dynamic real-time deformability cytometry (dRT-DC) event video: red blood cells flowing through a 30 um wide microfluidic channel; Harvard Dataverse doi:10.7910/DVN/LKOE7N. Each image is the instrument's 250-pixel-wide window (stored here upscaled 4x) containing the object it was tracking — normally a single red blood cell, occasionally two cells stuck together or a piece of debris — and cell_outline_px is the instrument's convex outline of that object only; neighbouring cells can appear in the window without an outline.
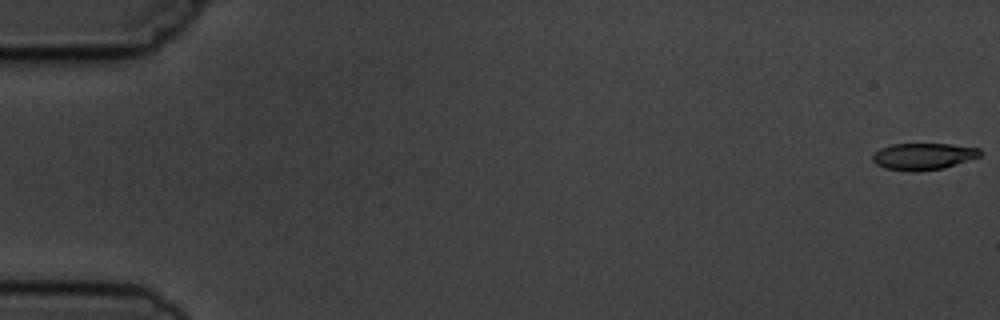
{"species": "common noctule bat (a hibernating species)", "species_latin": "Nyctalus noctula", "temperature_condition": "cold", "stored_images_in_passage": 5, "camera_frame_rate_fps": 3000, "um_per_image_px": 0.085, "animal": {"sex": "male", "body_mass_g": 19.5, "forearm_length_mm": 54.6}, "frame": {"image": 1, "passage_image": 1, "time_ms": 0.0, "image_size_px": [1000, 320], "cell_outline_px": [[984, 152], [980, 156], [944, 168], [920, 172], [912, 172], [884, 168], [876, 164], [872, 160], [872, 156], [880, 148], [892, 144], [952, 144], [980, 148]], "centroid_in_image_um": [78.49, 13.3], "position_along_channel_um": 6.5, "area_um2": 16.94}}
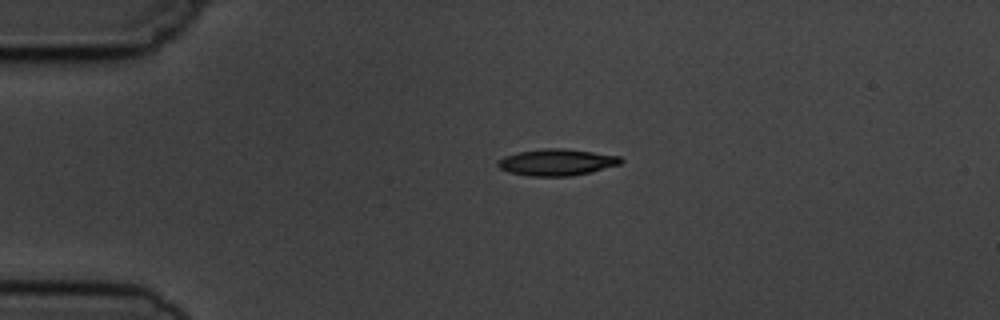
{"frame": {"image": 2, "passage_image": 4, "time_ms": 4.0, "image_size_px": [1000, 320], "cell_outline_px": [[624, 160], [620, 164], [572, 176], [528, 176], [508, 172], [500, 168], [496, 164], [504, 156], [520, 152], [544, 148], [564, 148], [620, 156]], "centroid_in_image_um": [47.31, 13.79], "position_along_channel_um": 37.7, "area_um2": 18.84}}